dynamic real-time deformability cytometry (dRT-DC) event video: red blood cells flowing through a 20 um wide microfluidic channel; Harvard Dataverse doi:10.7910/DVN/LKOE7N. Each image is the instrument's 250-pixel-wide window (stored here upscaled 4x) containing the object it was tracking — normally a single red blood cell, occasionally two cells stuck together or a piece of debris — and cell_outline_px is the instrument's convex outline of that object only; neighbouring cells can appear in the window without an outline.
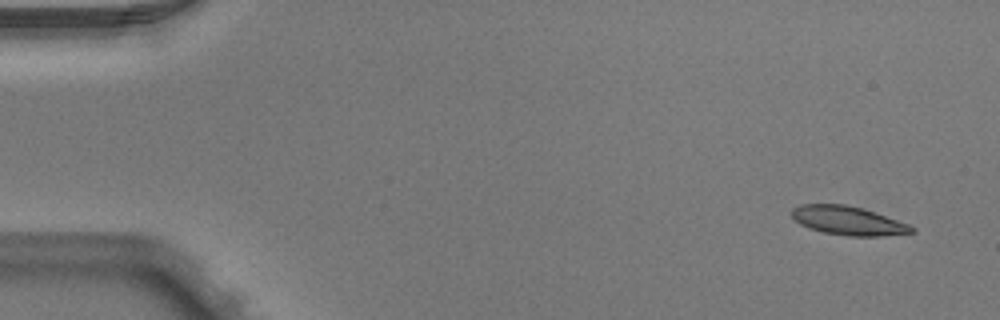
{"species": "Egyptian fruit bat (a non-hibernating species)", "species_latin": "Rousettus aegyptiacus", "temperature_condition": "warm", "stored_images_in_passage": 5, "camera_frame_rate_fps": 3000, "um_per_image_px": 0.085, "animal": {"sex": "male"}, "frame": {"image": 1, "passage_image": 1, "time_ms": 0.0, "image_size_px": [1000, 320], "cell_outline_px": [[916, 232], [880, 236], [848, 236], [824, 232], [808, 228], [800, 224], [792, 216], [792, 208], [800, 204], [844, 204], [860, 208], [908, 224], [916, 228]], "centroid_in_image_um": [72.06, 18.76], "position_along_channel_um": 12.9, "area_um2": 19.83}}
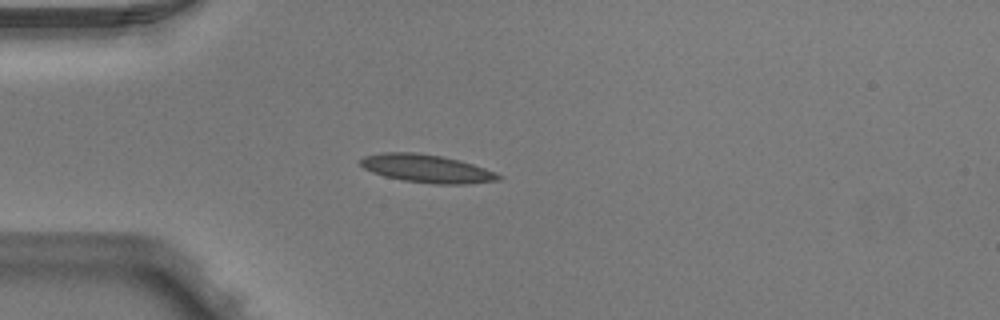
{"frame": {"image": 2, "passage_image": 4, "time_ms": 1.0, "image_size_px": [1000, 320], "cell_outline_px": [[504, 176], [500, 180], [464, 184], [436, 184], [404, 180], [384, 176], [372, 172], [364, 168], [360, 164], [360, 160], [364, 156], [384, 152], [412, 152], [440, 156], [460, 160], [496, 172]], "centroid_in_image_um": [36.29, 14.33], "position_along_channel_um": 48.7, "area_um2": 22.43}}